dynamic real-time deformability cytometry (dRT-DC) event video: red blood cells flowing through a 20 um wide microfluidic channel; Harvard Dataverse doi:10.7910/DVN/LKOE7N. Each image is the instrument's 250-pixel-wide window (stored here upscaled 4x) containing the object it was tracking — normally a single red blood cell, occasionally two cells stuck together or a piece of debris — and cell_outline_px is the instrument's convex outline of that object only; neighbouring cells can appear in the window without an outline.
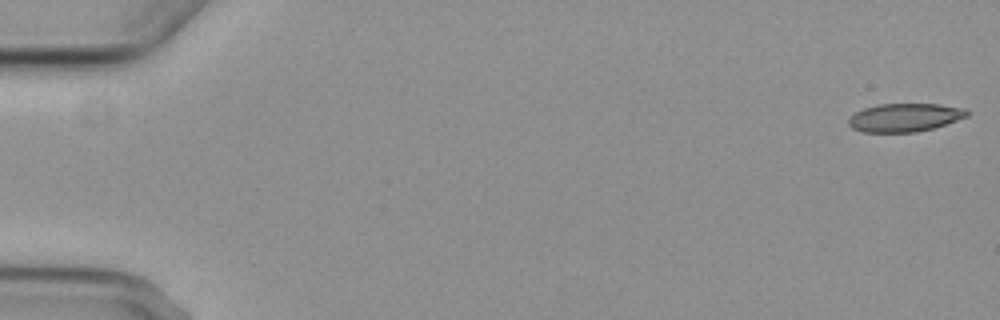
{"species": "common noctule bat (a hibernating species)", "species_latin": "Nyctalus noctula", "temperature_condition": "cold", "stored_images_in_passage": 5, "camera_frame_rate_fps": 3000, "um_per_image_px": 0.085, "animal": {"sex": "female", "body_mass_g": 29.2, "forearm_length_mm": 56.3}, "frame": {"image": 1, "passage_image": 1, "time_ms": 0.0, "image_size_px": [1000, 320], "cell_outline_px": [[972, 112], [968, 116], [932, 128], [916, 132], [860, 132], [852, 128], [848, 124], [848, 116], [864, 108], [880, 104], [940, 104], [968, 108]], "centroid_in_image_um": [76.91, 9.98], "position_along_channel_um": 8.1, "area_um2": 19.71}}
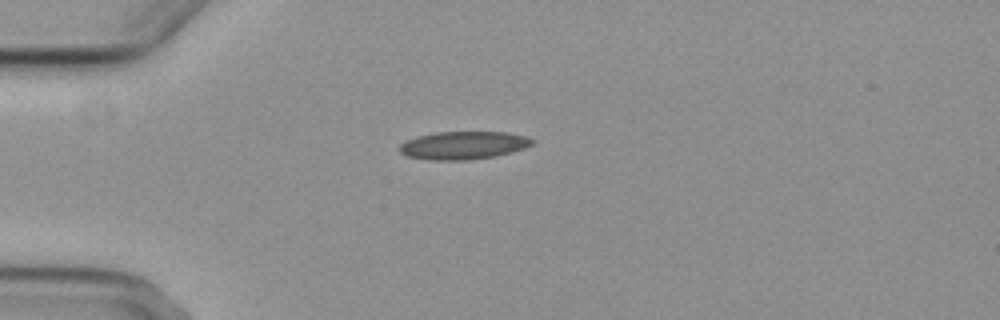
{"frame": {"image": 2, "passage_image": 5, "time_ms": 4.667, "image_size_px": [1000, 320], "cell_outline_px": [[536, 140], [532, 144], [524, 148], [512, 152], [496, 156], [468, 160], [428, 160], [408, 156], [400, 152], [400, 144], [416, 136], [436, 132], [508, 132], [524, 136]], "centroid_in_image_um": [39.4, 12.35], "position_along_channel_um": 45.6, "area_um2": 21.62}}